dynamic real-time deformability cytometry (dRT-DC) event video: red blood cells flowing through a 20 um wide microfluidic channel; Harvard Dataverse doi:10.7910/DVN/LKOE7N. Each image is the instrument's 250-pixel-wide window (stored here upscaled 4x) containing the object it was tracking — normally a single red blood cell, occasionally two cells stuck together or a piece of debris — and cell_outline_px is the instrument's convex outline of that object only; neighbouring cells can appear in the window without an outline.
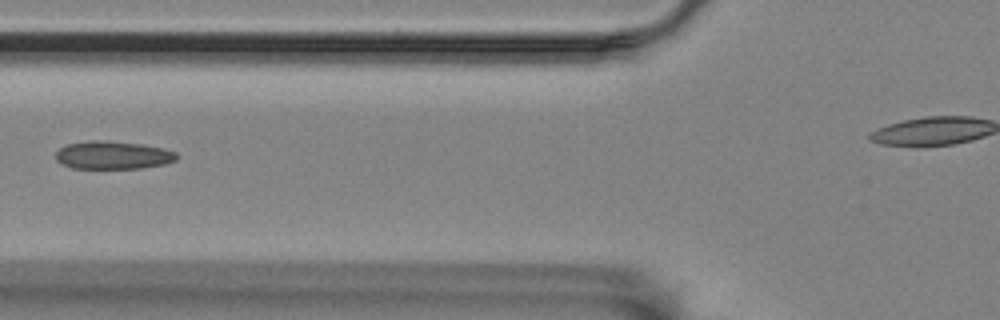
{"species": "Egyptian fruit bat (a non-hibernating species)", "species_latin": "Rousettus aegyptiacus", "temperature_condition": "room temperature", "stored_images_in_passage": 5, "camera_frame_rate_fps": 3000, "um_per_image_px": 0.085, "animal": {"sex": "female"}, "frame": {"image": 1, "passage_image": 5, "time_ms": 6.0, "image_size_px": [1000, 320], "cell_outline_px": [[176, 160], [164, 164], [140, 168], [72, 168], [60, 164], [56, 160], [56, 152], [60, 148], [68, 144], [92, 140], [108, 140], [140, 144], [160, 148], [176, 152]], "centroid_in_image_um": [9.55, 13.19], "position_along_channel_um": 116.3, "area_um2": 19.59}}